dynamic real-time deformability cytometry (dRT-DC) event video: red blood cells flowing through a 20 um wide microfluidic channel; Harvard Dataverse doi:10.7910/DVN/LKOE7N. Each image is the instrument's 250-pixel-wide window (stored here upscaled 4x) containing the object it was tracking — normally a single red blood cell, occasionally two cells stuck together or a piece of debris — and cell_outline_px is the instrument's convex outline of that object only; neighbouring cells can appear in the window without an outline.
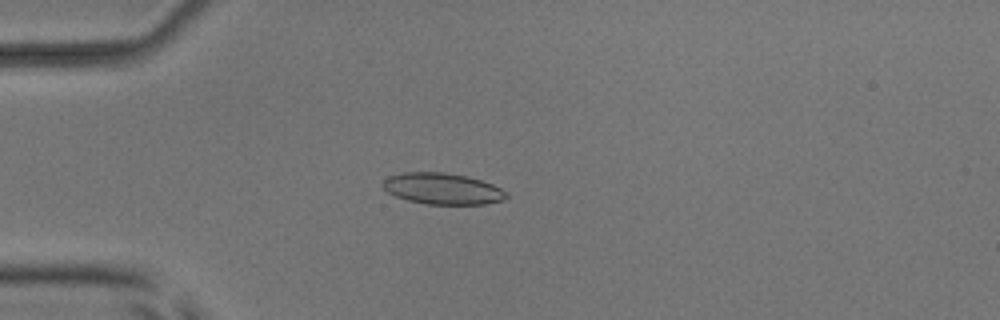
{"species": "common noctule bat (a hibernating species)", "species_latin": "Nyctalus noctula", "temperature_condition": "room temperature", "stored_images_in_passage": 4, "camera_frame_rate_fps": 3000, "um_per_image_px": 0.085, "animal": {"sex": "male", "body_mass_g": 17.9, "forearm_length_mm": 54.2}, "frame": {"image": 1, "passage_image": 4, "time_ms": 4.333, "image_size_px": [1000, 320], "cell_outline_px": [[508, 196], [504, 200], [484, 204], [424, 204], [408, 200], [396, 196], [388, 192], [380, 184], [388, 176], [404, 172], [444, 172], [468, 176], [492, 184], [508, 192]], "centroid_in_image_um": [37.61, 16.03], "position_along_channel_um": 47.4, "area_um2": 22.6}}